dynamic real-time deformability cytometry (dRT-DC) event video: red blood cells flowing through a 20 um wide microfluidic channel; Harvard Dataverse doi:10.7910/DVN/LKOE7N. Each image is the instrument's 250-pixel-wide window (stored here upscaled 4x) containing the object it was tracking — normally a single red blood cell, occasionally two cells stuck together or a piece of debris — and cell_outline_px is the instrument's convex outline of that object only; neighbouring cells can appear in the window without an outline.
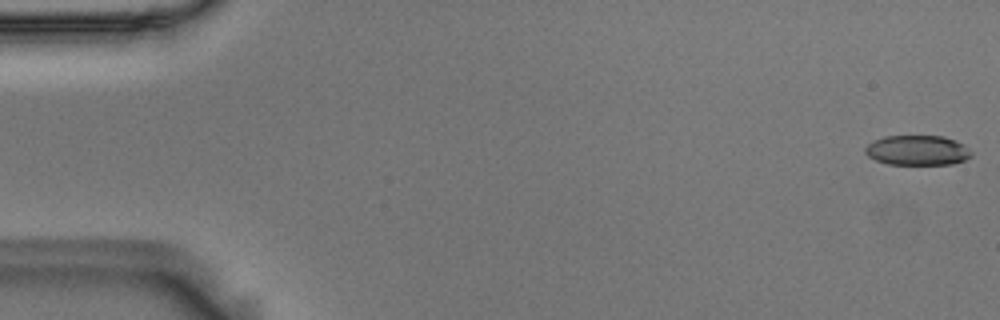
{"species": "Egyptian fruit bat (a non-hibernating species)", "species_latin": "Rousettus aegyptiacus", "temperature_condition": "room temperature", "stored_images_in_passage": 55, "camera_frame_rate_fps": 3000, "um_per_image_px": 0.085, "animal": {"sex": "male"}, "frame": {"image": 1, "passage_image": 1, "time_ms": 0.0, "image_size_px": [1000, 320], "cell_outline_px": [[972, 156], [964, 160], [952, 164], [888, 164], [876, 160], [868, 156], [864, 152], [864, 148], [872, 140], [884, 136], [944, 136], [956, 140], [964, 144], [972, 152]], "centroid_in_image_um": [77.98, 12.77], "position_along_channel_um": 7.0, "area_um2": 18.67}}
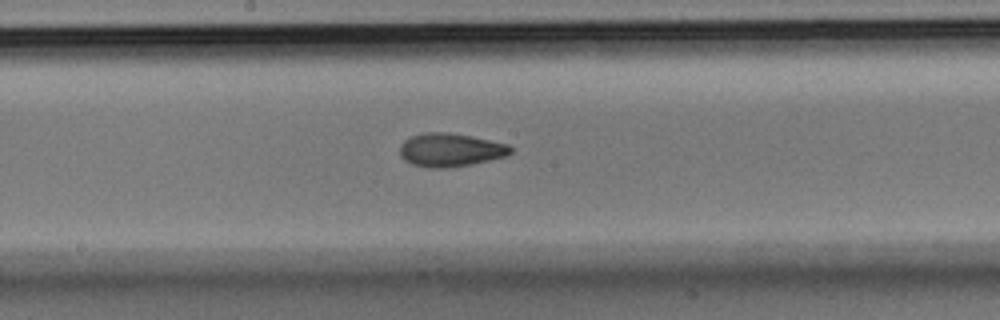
{"frame": {"image": 2, "passage_image": 29, "time_ms": 9.333, "image_size_px": [1000, 320], "cell_outline_px": [[512, 152], [508, 156], [472, 164], [448, 168], [428, 168], [412, 164], [404, 160], [400, 156], [400, 144], [404, 140], [412, 136], [424, 132], [448, 132], [472, 136], [508, 144], [512, 148]], "centroid_in_image_um": [38.28, 12.75], "position_along_channel_um": 209.9, "area_um2": 21.79}}
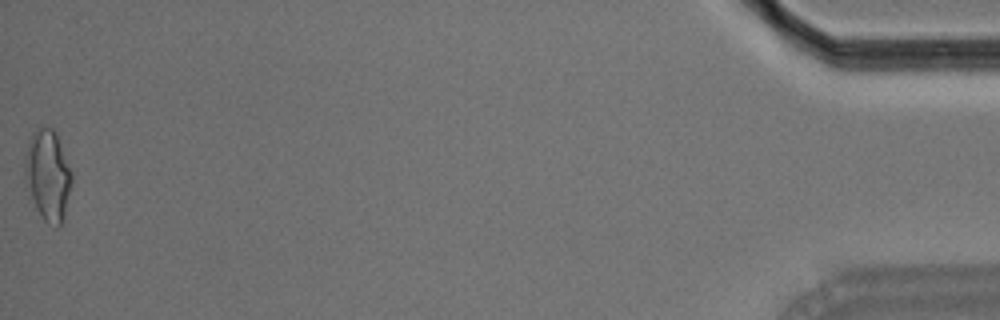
{"frame": {"image": 3, "passage_image": 55, "time_ms": 18.0, "image_size_px": [1000, 320], "cell_outline_px": [[72, 180], [64, 220], [56, 228], [48, 224], [40, 216], [24, 184], [24, 156], [32, 132], [40, 124], [52, 128], [56, 132], [72, 172]], "centroid_in_image_um": [4.05, 14.88], "position_along_channel_um": 431.2, "area_um2": 25.43}, "authors_computed_cell_mechanics": {"area_um2": 20.808, "velocity_mm_per_s": 3.6765, "shape_relaxation_time_tau1_ms": 6.0888, "shape_relaxation_time_tau2_ms": 3.4721, "deformation_change_tau1": 0.1575, "deformation_change_tau2": 0.0958}}